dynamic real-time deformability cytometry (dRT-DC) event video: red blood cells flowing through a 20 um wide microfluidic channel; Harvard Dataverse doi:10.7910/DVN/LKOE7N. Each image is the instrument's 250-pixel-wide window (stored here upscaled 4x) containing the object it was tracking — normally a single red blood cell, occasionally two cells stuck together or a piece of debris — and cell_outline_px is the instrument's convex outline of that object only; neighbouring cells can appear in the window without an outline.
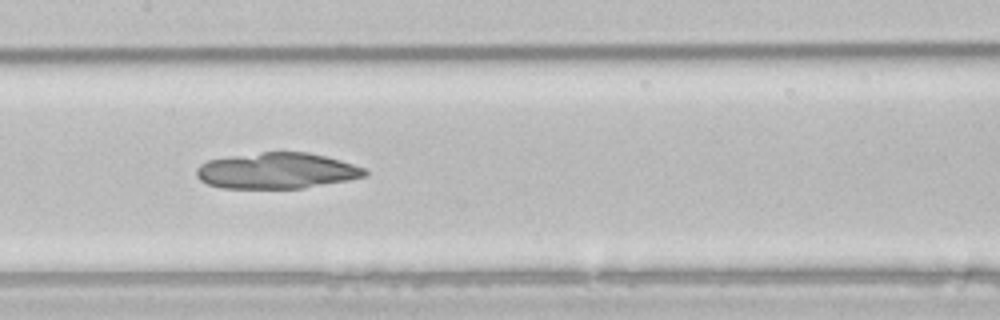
{"species": "common noctule bat (a hibernating species)", "species_latin": "Nyctalus noctula", "temperature_condition": "room temperature", "stored_images_in_passage": 13, "camera_frame_rate_fps": 3000, "um_per_image_px": 0.085, "animal": {"sex": "male", "body_mass_g": 21.5, "forearm_length_mm": 52.0}, "frame": {"image": 1, "passage_image": 10, "time_ms": 3.0, "image_size_px": [1000, 320], "cell_outline_px": [[368, 172], [364, 176], [348, 180], [304, 188], [220, 188], [208, 184], [200, 180], [196, 176], [196, 168], [200, 164], [208, 160], [264, 152], [308, 152], [340, 160], [364, 168]], "centroid_in_image_um": [23.51, 14.52], "position_along_channel_um": 183.9, "area_um2": 34.97}}